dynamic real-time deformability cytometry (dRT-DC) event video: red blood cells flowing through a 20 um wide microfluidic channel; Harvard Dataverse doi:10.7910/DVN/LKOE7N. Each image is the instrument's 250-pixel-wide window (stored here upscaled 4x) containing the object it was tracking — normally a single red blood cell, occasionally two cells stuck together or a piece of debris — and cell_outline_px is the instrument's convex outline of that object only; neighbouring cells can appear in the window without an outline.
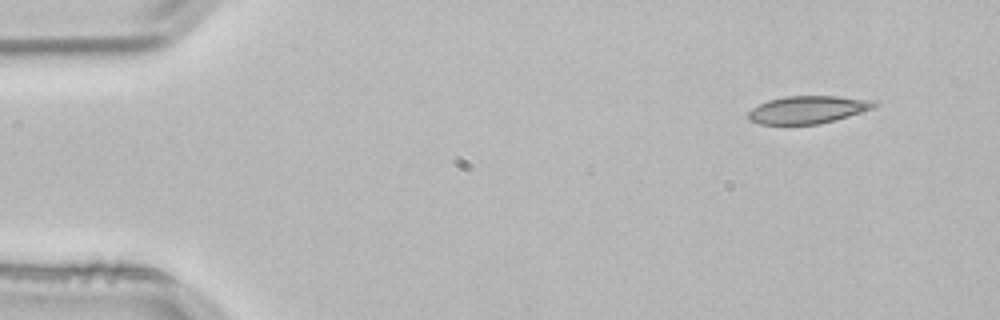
{"species": "common noctule bat (a hibernating species)", "species_latin": "Nyctalus noctula", "temperature_condition": "room temperature", "stored_images_in_passage": 3, "camera_frame_rate_fps": 3000, "um_per_image_px": 0.085, "animal": {"sex": "male", "body_mass_g": 21.5, "forearm_length_mm": 52.0}, "frame": {"image": 1, "passage_image": 1, "time_ms": 0.0, "image_size_px": [1000, 320], "cell_outline_px": [[880, 104], [872, 108], [848, 116], [820, 124], [760, 124], [748, 120], [748, 112], [752, 108], [768, 100], [784, 96], [836, 96], [876, 100]], "centroid_in_image_um": [68.67, 9.31], "position_along_channel_um": 16.3, "area_um2": 20.29}}
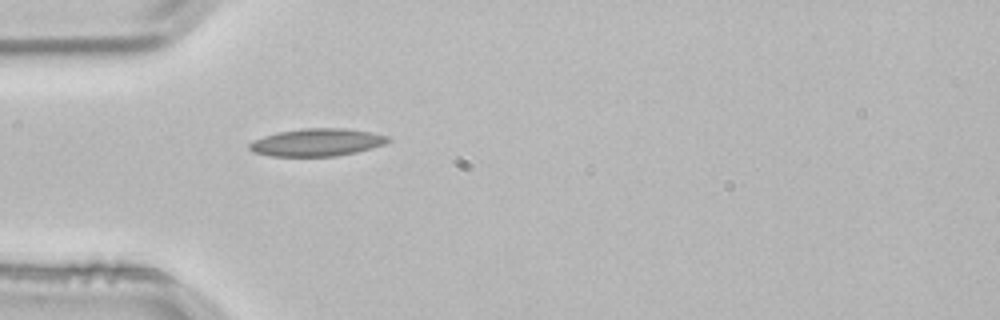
{"frame": {"image": 2, "passage_image": 3, "time_ms": 0.667, "image_size_px": [1000, 320], "cell_outline_px": [[392, 140], [384, 144], [356, 152], [336, 156], [272, 156], [252, 152], [248, 148], [248, 144], [252, 140], [264, 136], [280, 132], [300, 128], [344, 128], [368, 132], [388, 136]], "centroid_in_image_um": [26.9, 12.1], "position_along_channel_um": 58.1, "area_um2": 22.2}}